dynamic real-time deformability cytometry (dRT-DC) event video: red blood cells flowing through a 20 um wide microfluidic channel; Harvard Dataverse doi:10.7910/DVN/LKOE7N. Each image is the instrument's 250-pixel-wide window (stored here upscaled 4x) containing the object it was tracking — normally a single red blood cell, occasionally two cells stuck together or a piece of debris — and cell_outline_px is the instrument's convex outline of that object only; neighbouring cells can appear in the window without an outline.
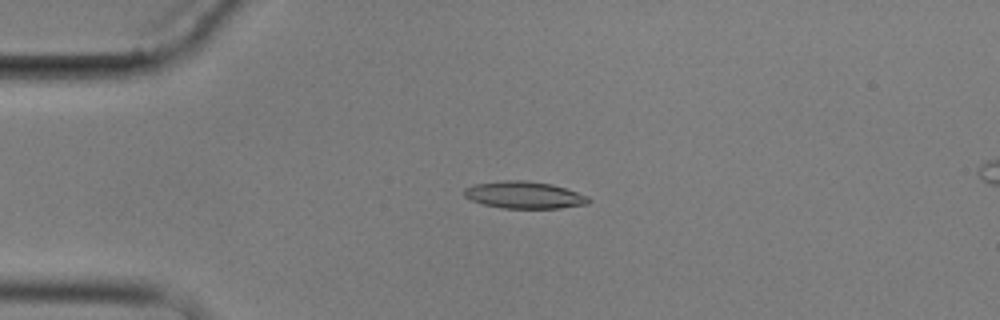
{"species": "common noctule bat (a hibernating species)", "species_latin": "Nyctalus noctula", "temperature_condition": "cold", "stored_images_in_passage": 5, "segment_of_instrument_passage": [1, 2], "camera_frame_rate_fps": 3000, "um_per_image_px": 0.085, "animal": {"sex": "male", "body_mass_g": 17.9}, "frame": {"image": 1, "passage_image": 4, "time_ms": 4.0, "image_size_px": [1000, 320], "cell_outline_px": [[592, 200], [588, 204], [560, 208], [504, 208], [484, 204], [472, 200], [464, 196], [464, 188], [472, 184], [504, 180], [524, 180], [552, 184], [588, 196]], "centroid_in_image_um": [44.56, 16.57], "position_along_channel_um": 40.4, "area_um2": 19.59}}